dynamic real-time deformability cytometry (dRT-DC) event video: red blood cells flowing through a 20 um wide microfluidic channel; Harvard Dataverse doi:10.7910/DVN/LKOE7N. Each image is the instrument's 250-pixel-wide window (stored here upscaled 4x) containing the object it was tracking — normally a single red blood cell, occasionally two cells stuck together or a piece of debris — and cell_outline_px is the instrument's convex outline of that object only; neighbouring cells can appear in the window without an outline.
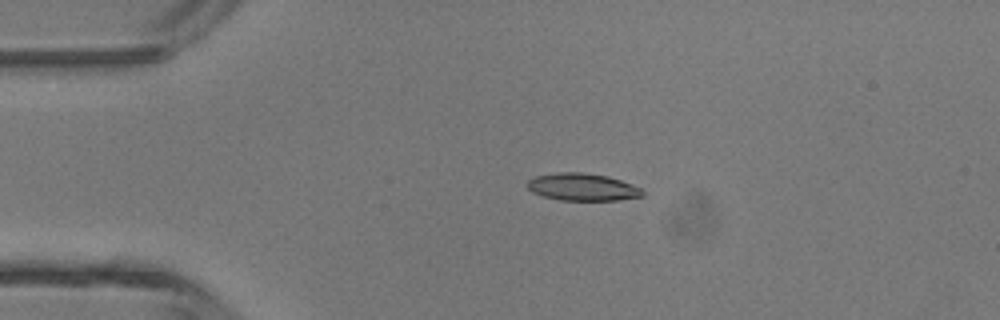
{"species": "common noctule bat (a hibernating species)", "species_latin": "Nyctalus noctula", "temperature_condition": "room temperature", "stored_images_in_passage": 2, "camera_frame_rate_fps": 3000, "um_per_image_px": 0.085, "animal": {"sex": "male", "body_mass_g": 13.3}, "frame": {"image": 1, "passage_image": 1, "time_ms": 0.0, "image_size_px": [1000, 320], "cell_outline_px": [[644, 196], [616, 200], [560, 200], [544, 196], [532, 192], [524, 184], [528, 180], [536, 176], [556, 172], [584, 172], [608, 176], [632, 184], [640, 188], [644, 192]], "centroid_in_image_um": [49.49, 15.89], "position_along_channel_um": 35.5, "area_um2": 18.44}}